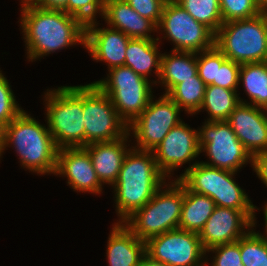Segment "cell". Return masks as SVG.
Masks as SVG:
<instances>
[{
    "instance_id": "obj_1",
    "label": "cell",
    "mask_w": 267,
    "mask_h": 266,
    "mask_svg": "<svg viewBox=\"0 0 267 266\" xmlns=\"http://www.w3.org/2000/svg\"><path fill=\"white\" fill-rule=\"evenodd\" d=\"M21 27L31 61L75 44L85 45L86 25L63 10L21 7Z\"/></svg>"
},
{
    "instance_id": "obj_2",
    "label": "cell",
    "mask_w": 267,
    "mask_h": 266,
    "mask_svg": "<svg viewBox=\"0 0 267 266\" xmlns=\"http://www.w3.org/2000/svg\"><path fill=\"white\" fill-rule=\"evenodd\" d=\"M159 171L152 151L130 147L126 153L119 177L113 185L118 223H123L142 208L166 183ZM165 180V181H164Z\"/></svg>"
},
{
    "instance_id": "obj_3",
    "label": "cell",
    "mask_w": 267,
    "mask_h": 266,
    "mask_svg": "<svg viewBox=\"0 0 267 266\" xmlns=\"http://www.w3.org/2000/svg\"><path fill=\"white\" fill-rule=\"evenodd\" d=\"M15 147L23 168L37 174H54L58 148L45 126L23 110L5 128L3 145Z\"/></svg>"
},
{
    "instance_id": "obj_4",
    "label": "cell",
    "mask_w": 267,
    "mask_h": 266,
    "mask_svg": "<svg viewBox=\"0 0 267 266\" xmlns=\"http://www.w3.org/2000/svg\"><path fill=\"white\" fill-rule=\"evenodd\" d=\"M45 102L47 127L56 147H85L83 85L47 89Z\"/></svg>"
},
{
    "instance_id": "obj_5",
    "label": "cell",
    "mask_w": 267,
    "mask_h": 266,
    "mask_svg": "<svg viewBox=\"0 0 267 266\" xmlns=\"http://www.w3.org/2000/svg\"><path fill=\"white\" fill-rule=\"evenodd\" d=\"M234 174L236 172L195 161L178 179L190 191L210 197L216 206L242 210L256 224L257 207L234 181Z\"/></svg>"
},
{
    "instance_id": "obj_6",
    "label": "cell",
    "mask_w": 267,
    "mask_h": 266,
    "mask_svg": "<svg viewBox=\"0 0 267 266\" xmlns=\"http://www.w3.org/2000/svg\"><path fill=\"white\" fill-rule=\"evenodd\" d=\"M164 185L166 189L161 190V186L149 202L123 222L136 237L145 242L151 237L179 228L184 184L177 178L169 185Z\"/></svg>"
},
{
    "instance_id": "obj_7",
    "label": "cell",
    "mask_w": 267,
    "mask_h": 266,
    "mask_svg": "<svg viewBox=\"0 0 267 266\" xmlns=\"http://www.w3.org/2000/svg\"><path fill=\"white\" fill-rule=\"evenodd\" d=\"M215 46L236 63L267 61V12L223 23L215 34Z\"/></svg>"
},
{
    "instance_id": "obj_8",
    "label": "cell",
    "mask_w": 267,
    "mask_h": 266,
    "mask_svg": "<svg viewBox=\"0 0 267 266\" xmlns=\"http://www.w3.org/2000/svg\"><path fill=\"white\" fill-rule=\"evenodd\" d=\"M108 71L106 80L102 79L93 84L110 97L116 111L129 125L142 113L153 97L151 83L130 67L120 66Z\"/></svg>"
},
{
    "instance_id": "obj_9",
    "label": "cell",
    "mask_w": 267,
    "mask_h": 266,
    "mask_svg": "<svg viewBox=\"0 0 267 266\" xmlns=\"http://www.w3.org/2000/svg\"><path fill=\"white\" fill-rule=\"evenodd\" d=\"M83 117L85 146L115 141L129 133L128 124L116 111L110 97L93 83L83 85Z\"/></svg>"
},
{
    "instance_id": "obj_10",
    "label": "cell",
    "mask_w": 267,
    "mask_h": 266,
    "mask_svg": "<svg viewBox=\"0 0 267 266\" xmlns=\"http://www.w3.org/2000/svg\"><path fill=\"white\" fill-rule=\"evenodd\" d=\"M200 152H206L211 162H202L219 169L237 172L253 157L238 140L226 121H206L198 130Z\"/></svg>"
},
{
    "instance_id": "obj_11",
    "label": "cell",
    "mask_w": 267,
    "mask_h": 266,
    "mask_svg": "<svg viewBox=\"0 0 267 266\" xmlns=\"http://www.w3.org/2000/svg\"><path fill=\"white\" fill-rule=\"evenodd\" d=\"M173 42V51L199 53L215 45V34L205 25L196 21L175 0H167L164 5L157 30Z\"/></svg>"
},
{
    "instance_id": "obj_12",
    "label": "cell",
    "mask_w": 267,
    "mask_h": 266,
    "mask_svg": "<svg viewBox=\"0 0 267 266\" xmlns=\"http://www.w3.org/2000/svg\"><path fill=\"white\" fill-rule=\"evenodd\" d=\"M205 255L199 235L180 228L146 241V256L163 266H206Z\"/></svg>"
},
{
    "instance_id": "obj_13",
    "label": "cell",
    "mask_w": 267,
    "mask_h": 266,
    "mask_svg": "<svg viewBox=\"0 0 267 266\" xmlns=\"http://www.w3.org/2000/svg\"><path fill=\"white\" fill-rule=\"evenodd\" d=\"M150 99L148 106L128 125L129 133L137 141L134 148L152 151L167 133L182 120L179 118L181 108L166 94L155 102Z\"/></svg>"
},
{
    "instance_id": "obj_14",
    "label": "cell",
    "mask_w": 267,
    "mask_h": 266,
    "mask_svg": "<svg viewBox=\"0 0 267 266\" xmlns=\"http://www.w3.org/2000/svg\"><path fill=\"white\" fill-rule=\"evenodd\" d=\"M152 153L159 171L168 177L177 167L194 160L201 153L198 130L191 129L181 121L167 133Z\"/></svg>"
},
{
    "instance_id": "obj_15",
    "label": "cell",
    "mask_w": 267,
    "mask_h": 266,
    "mask_svg": "<svg viewBox=\"0 0 267 266\" xmlns=\"http://www.w3.org/2000/svg\"><path fill=\"white\" fill-rule=\"evenodd\" d=\"M252 227L255 223L242 210L216 206L198 235L206 251L220 244L238 241Z\"/></svg>"
},
{
    "instance_id": "obj_16",
    "label": "cell",
    "mask_w": 267,
    "mask_h": 266,
    "mask_svg": "<svg viewBox=\"0 0 267 266\" xmlns=\"http://www.w3.org/2000/svg\"><path fill=\"white\" fill-rule=\"evenodd\" d=\"M226 122L252 157L267 151V109L240 102Z\"/></svg>"
},
{
    "instance_id": "obj_17",
    "label": "cell",
    "mask_w": 267,
    "mask_h": 266,
    "mask_svg": "<svg viewBox=\"0 0 267 266\" xmlns=\"http://www.w3.org/2000/svg\"><path fill=\"white\" fill-rule=\"evenodd\" d=\"M54 174L66 176L74 191L99 194L103 190L91 158L83 147L58 149Z\"/></svg>"
},
{
    "instance_id": "obj_18",
    "label": "cell",
    "mask_w": 267,
    "mask_h": 266,
    "mask_svg": "<svg viewBox=\"0 0 267 266\" xmlns=\"http://www.w3.org/2000/svg\"><path fill=\"white\" fill-rule=\"evenodd\" d=\"M96 21L86 24L85 45L96 61L107 62L109 70L124 66L126 47L131 39L120 30L97 28Z\"/></svg>"
},
{
    "instance_id": "obj_19",
    "label": "cell",
    "mask_w": 267,
    "mask_h": 266,
    "mask_svg": "<svg viewBox=\"0 0 267 266\" xmlns=\"http://www.w3.org/2000/svg\"><path fill=\"white\" fill-rule=\"evenodd\" d=\"M126 136L110 142H95L83 147L89 154L93 168L101 184H109L113 187L116 183L122 167L124 157L130 148H127Z\"/></svg>"
},
{
    "instance_id": "obj_20",
    "label": "cell",
    "mask_w": 267,
    "mask_h": 266,
    "mask_svg": "<svg viewBox=\"0 0 267 266\" xmlns=\"http://www.w3.org/2000/svg\"><path fill=\"white\" fill-rule=\"evenodd\" d=\"M102 16L109 27L120 30L130 38L160 39L149 34L153 30L157 32V26L139 15L125 0L106 1Z\"/></svg>"
},
{
    "instance_id": "obj_21",
    "label": "cell",
    "mask_w": 267,
    "mask_h": 266,
    "mask_svg": "<svg viewBox=\"0 0 267 266\" xmlns=\"http://www.w3.org/2000/svg\"><path fill=\"white\" fill-rule=\"evenodd\" d=\"M108 238L109 266H137L146 257V242L136 237L124 223H114Z\"/></svg>"
},
{
    "instance_id": "obj_22",
    "label": "cell",
    "mask_w": 267,
    "mask_h": 266,
    "mask_svg": "<svg viewBox=\"0 0 267 266\" xmlns=\"http://www.w3.org/2000/svg\"><path fill=\"white\" fill-rule=\"evenodd\" d=\"M172 54H162L161 72L159 80L151 83H162L165 93L168 94L178 83L192 79L198 74L197 53L171 51Z\"/></svg>"
},
{
    "instance_id": "obj_23",
    "label": "cell",
    "mask_w": 267,
    "mask_h": 266,
    "mask_svg": "<svg viewBox=\"0 0 267 266\" xmlns=\"http://www.w3.org/2000/svg\"><path fill=\"white\" fill-rule=\"evenodd\" d=\"M158 41L159 39L131 38L126 47L124 66L146 79L154 67V74L159 80L162 54L158 52Z\"/></svg>"
},
{
    "instance_id": "obj_24",
    "label": "cell",
    "mask_w": 267,
    "mask_h": 266,
    "mask_svg": "<svg viewBox=\"0 0 267 266\" xmlns=\"http://www.w3.org/2000/svg\"><path fill=\"white\" fill-rule=\"evenodd\" d=\"M215 207V202L210 197L192 192L184 185L179 228L199 234Z\"/></svg>"
},
{
    "instance_id": "obj_25",
    "label": "cell",
    "mask_w": 267,
    "mask_h": 266,
    "mask_svg": "<svg viewBox=\"0 0 267 266\" xmlns=\"http://www.w3.org/2000/svg\"><path fill=\"white\" fill-rule=\"evenodd\" d=\"M241 81L251 100L248 104L267 109V61L241 64L239 82Z\"/></svg>"
},
{
    "instance_id": "obj_26",
    "label": "cell",
    "mask_w": 267,
    "mask_h": 266,
    "mask_svg": "<svg viewBox=\"0 0 267 266\" xmlns=\"http://www.w3.org/2000/svg\"><path fill=\"white\" fill-rule=\"evenodd\" d=\"M237 90L225 89L216 85H207L200 110L205 109L210 118L207 121H226L230 113L241 102Z\"/></svg>"
},
{
    "instance_id": "obj_27",
    "label": "cell",
    "mask_w": 267,
    "mask_h": 266,
    "mask_svg": "<svg viewBox=\"0 0 267 266\" xmlns=\"http://www.w3.org/2000/svg\"><path fill=\"white\" fill-rule=\"evenodd\" d=\"M206 84L199 75L178 83L167 95L180 107L190 114H196L202 106Z\"/></svg>"
},
{
    "instance_id": "obj_28",
    "label": "cell",
    "mask_w": 267,
    "mask_h": 266,
    "mask_svg": "<svg viewBox=\"0 0 267 266\" xmlns=\"http://www.w3.org/2000/svg\"><path fill=\"white\" fill-rule=\"evenodd\" d=\"M196 21L208 27L214 34L223 24L219 0H175Z\"/></svg>"
},
{
    "instance_id": "obj_29",
    "label": "cell",
    "mask_w": 267,
    "mask_h": 266,
    "mask_svg": "<svg viewBox=\"0 0 267 266\" xmlns=\"http://www.w3.org/2000/svg\"><path fill=\"white\" fill-rule=\"evenodd\" d=\"M240 254L244 266H267V235L251 228L240 238Z\"/></svg>"
},
{
    "instance_id": "obj_30",
    "label": "cell",
    "mask_w": 267,
    "mask_h": 266,
    "mask_svg": "<svg viewBox=\"0 0 267 266\" xmlns=\"http://www.w3.org/2000/svg\"><path fill=\"white\" fill-rule=\"evenodd\" d=\"M223 23L252 18L262 11L254 0H219Z\"/></svg>"
},
{
    "instance_id": "obj_31",
    "label": "cell",
    "mask_w": 267,
    "mask_h": 266,
    "mask_svg": "<svg viewBox=\"0 0 267 266\" xmlns=\"http://www.w3.org/2000/svg\"><path fill=\"white\" fill-rule=\"evenodd\" d=\"M241 64L227 59L217 48V73L214 85L225 89L237 90Z\"/></svg>"
},
{
    "instance_id": "obj_32",
    "label": "cell",
    "mask_w": 267,
    "mask_h": 266,
    "mask_svg": "<svg viewBox=\"0 0 267 266\" xmlns=\"http://www.w3.org/2000/svg\"><path fill=\"white\" fill-rule=\"evenodd\" d=\"M0 71V126L4 129L23 109L17 104L6 77Z\"/></svg>"
},
{
    "instance_id": "obj_33",
    "label": "cell",
    "mask_w": 267,
    "mask_h": 266,
    "mask_svg": "<svg viewBox=\"0 0 267 266\" xmlns=\"http://www.w3.org/2000/svg\"><path fill=\"white\" fill-rule=\"evenodd\" d=\"M101 0H67L66 13L79 18L85 25L96 20V14L103 15Z\"/></svg>"
},
{
    "instance_id": "obj_34",
    "label": "cell",
    "mask_w": 267,
    "mask_h": 266,
    "mask_svg": "<svg viewBox=\"0 0 267 266\" xmlns=\"http://www.w3.org/2000/svg\"><path fill=\"white\" fill-rule=\"evenodd\" d=\"M215 253L212 266H244L241 261L240 239L235 242L220 244L205 251Z\"/></svg>"
},
{
    "instance_id": "obj_35",
    "label": "cell",
    "mask_w": 267,
    "mask_h": 266,
    "mask_svg": "<svg viewBox=\"0 0 267 266\" xmlns=\"http://www.w3.org/2000/svg\"><path fill=\"white\" fill-rule=\"evenodd\" d=\"M198 75L206 85H214L217 73V47L197 53Z\"/></svg>"
},
{
    "instance_id": "obj_36",
    "label": "cell",
    "mask_w": 267,
    "mask_h": 266,
    "mask_svg": "<svg viewBox=\"0 0 267 266\" xmlns=\"http://www.w3.org/2000/svg\"><path fill=\"white\" fill-rule=\"evenodd\" d=\"M139 15L158 26L167 0H125Z\"/></svg>"
},
{
    "instance_id": "obj_37",
    "label": "cell",
    "mask_w": 267,
    "mask_h": 266,
    "mask_svg": "<svg viewBox=\"0 0 267 266\" xmlns=\"http://www.w3.org/2000/svg\"><path fill=\"white\" fill-rule=\"evenodd\" d=\"M253 169L267 187V151L253 157Z\"/></svg>"
},
{
    "instance_id": "obj_38",
    "label": "cell",
    "mask_w": 267,
    "mask_h": 266,
    "mask_svg": "<svg viewBox=\"0 0 267 266\" xmlns=\"http://www.w3.org/2000/svg\"><path fill=\"white\" fill-rule=\"evenodd\" d=\"M67 0H39L37 7L46 10H63L66 12Z\"/></svg>"
},
{
    "instance_id": "obj_39",
    "label": "cell",
    "mask_w": 267,
    "mask_h": 266,
    "mask_svg": "<svg viewBox=\"0 0 267 266\" xmlns=\"http://www.w3.org/2000/svg\"><path fill=\"white\" fill-rule=\"evenodd\" d=\"M137 266H163L159 263L151 261L147 256Z\"/></svg>"
},
{
    "instance_id": "obj_40",
    "label": "cell",
    "mask_w": 267,
    "mask_h": 266,
    "mask_svg": "<svg viewBox=\"0 0 267 266\" xmlns=\"http://www.w3.org/2000/svg\"><path fill=\"white\" fill-rule=\"evenodd\" d=\"M262 12H267V0H254Z\"/></svg>"
},
{
    "instance_id": "obj_41",
    "label": "cell",
    "mask_w": 267,
    "mask_h": 266,
    "mask_svg": "<svg viewBox=\"0 0 267 266\" xmlns=\"http://www.w3.org/2000/svg\"><path fill=\"white\" fill-rule=\"evenodd\" d=\"M3 137H4V129L0 126V157L4 152Z\"/></svg>"
},
{
    "instance_id": "obj_42",
    "label": "cell",
    "mask_w": 267,
    "mask_h": 266,
    "mask_svg": "<svg viewBox=\"0 0 267 266\" xmlns=\"http://www.w3.org/2000/svg\"><path fill=\"white\" fill-rule=\"evenodd\" d=\"M22 2V7H25V6H30V5H36L39 0H21Z\"/></svg>"
},
{
    "instance_id": "obj_43",
    "label": "cell",
    "mask_w": 267,
    "mask_h": 266,
    "mask_svg": "<svg viewBox=\"0 0 267 266\" xmlns=\"http://www.w3.org/2000/svg\"><path fill=\"white\" fill-rule=\"evenodd\" d=\"M263 213H264V221H265V229H266V234H267V203L265 204V207H264V209H263Z\"/></svg>"
}]
</instances>
